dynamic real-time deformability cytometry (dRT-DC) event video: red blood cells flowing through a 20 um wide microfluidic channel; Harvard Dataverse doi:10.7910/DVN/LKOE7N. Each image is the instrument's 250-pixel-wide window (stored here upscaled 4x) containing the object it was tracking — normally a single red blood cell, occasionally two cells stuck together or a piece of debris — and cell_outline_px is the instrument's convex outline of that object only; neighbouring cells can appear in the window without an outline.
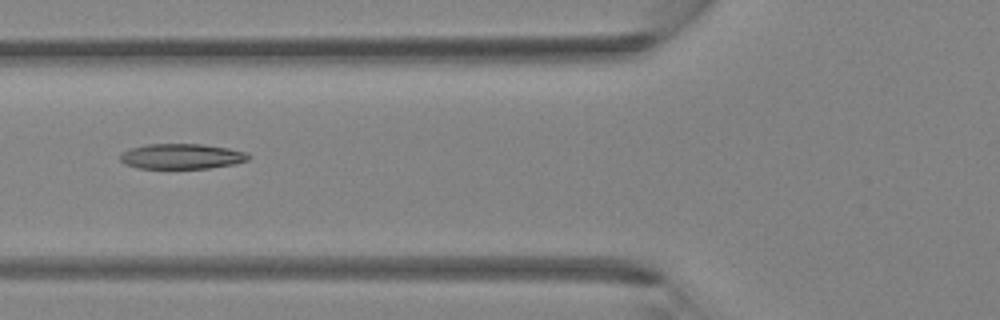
{"species": "Egyptian fruit bat (a non-hibernating species)", "species_latin": "Rousettus aegyptiacus", "temperature_condition": "room temperature", "stored_images_in_passage": 3, "camera_frame_rate_fps": 3000, "um_per_image_px": 0.085, "animal": {"sex": "female"}, "frame": {"image": 1, "passage_image": 3, "time_ms": 0.667, "image_size_px": [1000, 320], "cell_outline_px": [[252, 156], [248, 160], [236, 164], [208, 168], [136, 168], [124, 164], [120, 160], [120, 156], [124, 152], [132, 148], [148, 144], [204, 144], [228, 148], [248, 152]], "centroid_in_image_um": [15.5, 13.29], "position_along_channel_um": 110.3, "area_um2": 18.96}}